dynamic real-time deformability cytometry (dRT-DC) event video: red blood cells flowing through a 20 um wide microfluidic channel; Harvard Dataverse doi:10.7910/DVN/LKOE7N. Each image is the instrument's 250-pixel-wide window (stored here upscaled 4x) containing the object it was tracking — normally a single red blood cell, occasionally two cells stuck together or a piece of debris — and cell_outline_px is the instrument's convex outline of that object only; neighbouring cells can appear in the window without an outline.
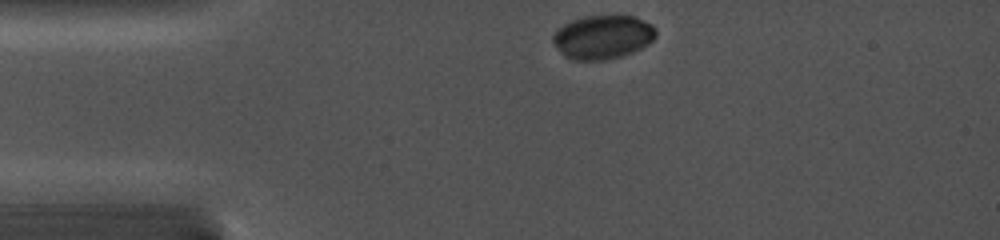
{"species": "common noctule bat (a hibernating species)", "species_latin": "Nyctalus noctula", "temperature_condition": "cold", "stored_images_in_passage": 24, "camera_frame_rate_fps": 5000, "um_per_image_px": 0.085, "animal": {"sex": "female", "body_mass_g": 19.0, "forearm_length_mm": 56.7}, "frame": {"image": 1, "passage_image": 1, "time_ms": 0.0, "image_size_px": [1000, 240], "cell_outline_px": [[656, 36], [648, 44], [632, 52], [620, 56], [604, 60], [572, 60], [564, 56], [552, 44], [552, 36], [556, 28], [572, 20], [584, 16], [632, 16], [652, 24], [656, 28]], "centroid_in_image_um": [51.18, 3.15], "position_along_channel_um": 33.8, "area_um2": 26.36}}
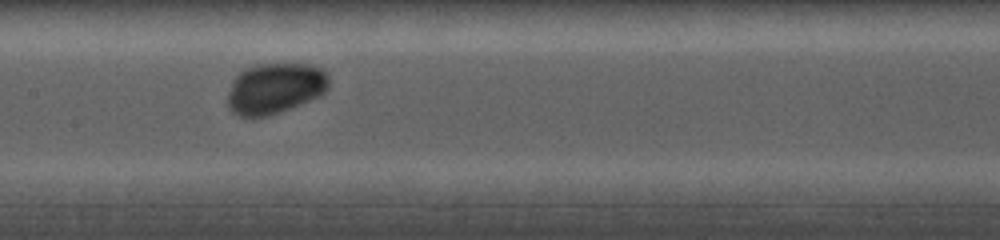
{"frame": {"image": 2, "passage_image": 11, "time_ms": 4.8, "image_size_px": [1000, 240], "cell_outline_px": [[328, 88], [320, 96], [280, 112], [268, 116], [252, 120], [240, 116], [232, 112], [228, 108], [228, 92], [232, 80], [244, 68], [256, 64], [308, 64], [324, 68], [328, 72]], "centroid_in_image_um": [23.36, 7.53], "position_along_channel_um": 184.0, "area_um2": 30.58}}
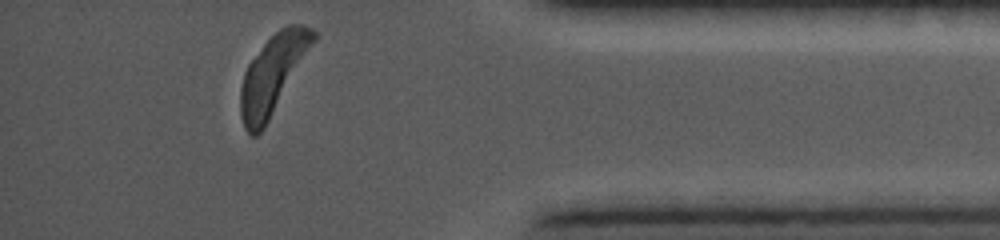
{"frame": {"image": 3, "passage_image": 24, "time_ms": 11.0, "image_size_px": [1000, 240], "cell_outline_px": [[316, 40], [264, 128], [256, 136], [252, 136], [244, 128], [240, 116], [240, 88], [244, 72], [248, 64], [264, 44], [280, 28], [288, 24], [300, 24], [312, 28], [316, 32]], "centroid_in_image_um": [23.18, 6.31], "position_along_channel_um": 412.0, "area_um2": 32.89}}